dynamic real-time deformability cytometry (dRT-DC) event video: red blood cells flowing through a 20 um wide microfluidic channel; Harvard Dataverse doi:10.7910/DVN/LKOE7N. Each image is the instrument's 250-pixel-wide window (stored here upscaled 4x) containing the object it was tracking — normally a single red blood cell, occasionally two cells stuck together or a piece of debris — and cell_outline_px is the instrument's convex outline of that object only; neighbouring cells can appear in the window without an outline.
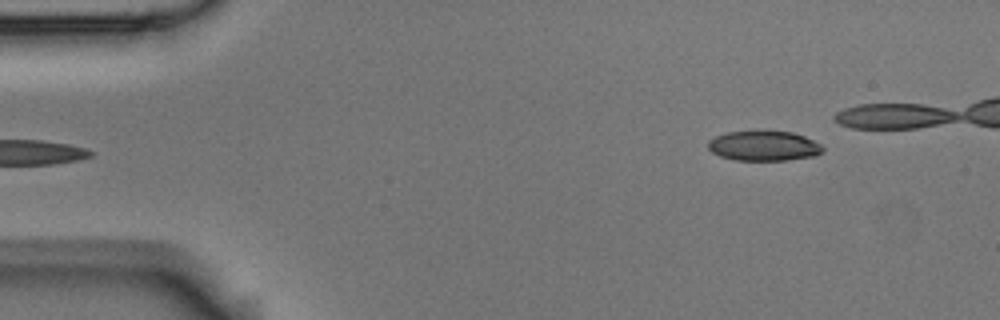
{"species": "Egyptian fruit bat (a non-hibernating species)", "species_latin": "Rousettus aegyptiacus", "temperature_condition": "room temperature", "stored_images_in_passage": 3, "camera_frame_rate_fps": 3000, "um_per_image_px": 0.085, "animal": {"sex": "male"}, "frame": {"image": 1, "passage_image": 3, "time_ms": 0.667, "image_size_px": [1000, 320], "cell_outline_px": [[824, 152], [816, 156], [784, 160], [736, 160], [720, 156], [712, 152], [708, 148], [708, 140], [716, 136], [728, 132], [756, 128], [764, 128], [792, 132], [804, 136], [820, 144], [824, 148]], "centroid_in_image_um": [64.92, 12.35], "position_along_channel_um": 20.1, "area_um2": 20.81}}